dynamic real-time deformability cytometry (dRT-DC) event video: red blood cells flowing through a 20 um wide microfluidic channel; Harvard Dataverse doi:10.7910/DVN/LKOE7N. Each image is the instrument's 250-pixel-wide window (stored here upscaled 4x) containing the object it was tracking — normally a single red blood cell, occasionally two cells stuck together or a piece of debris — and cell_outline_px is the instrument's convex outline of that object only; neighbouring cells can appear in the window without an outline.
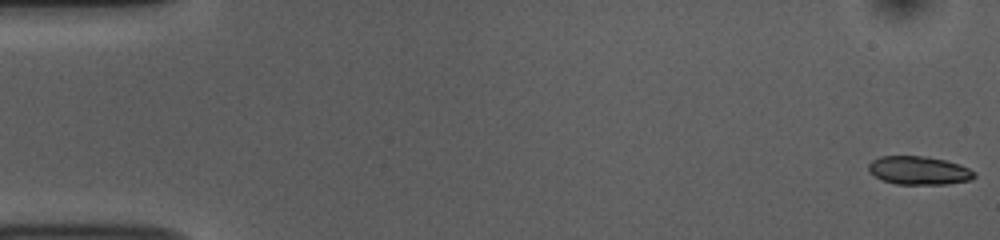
{"species": "common noctule bat (a hibernating species)", "species_latin": "Nyctalus noctula", "temperature_condition": "room temperature", "stored_images_in_passage": 54, "camera_frame_rate_fps": 3000, "um_per_image_px": 0.085, "animal": {"sex": "female", "body_mass_g": 10.0, "forearm_length_mm": 53.1}, "frame": {"image": 1, "passage_image": 1, "time_ms": 0.0, "image_size_px": [1000, 240], "cell_outline_px": [[976, 176], [972, 180], [948, 184], [896, 184], [884, 180], [876, 176], [868, 168], [868, 164], [872, 160], [880, 156], [924, 156], [944, 160], [960, 164], [976, 172]], "centroid_in_image_um": [78.15, 14.49], "position_along_channel_um": 6.8, "area_um2": 17.46}}
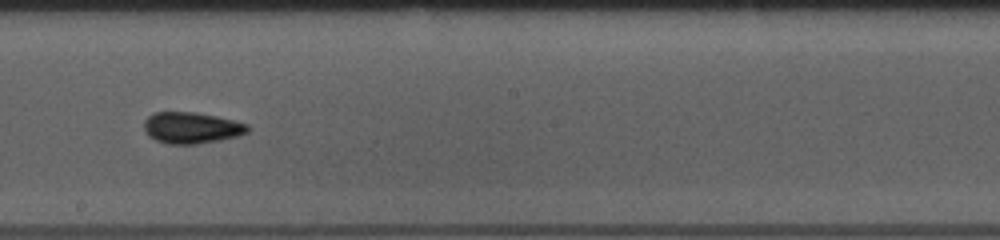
{"frame": {"image": 2, "passage_image": 30, "time_ms": 9.667, "image_size_px": [1000, 240], "cell_outline_px": [[248, 132], [236, 136], [220, 140], [196, 144], [168, 144], [156, 140], [148, 136], [144, 128], [144, 120], [148, 116], [156, 112], [196, 112], [216, 116], [248, 124]], "centroid_in_image_um": [16.25, 10.86], "position_along_channel_um": 232.0, "area_um2": 18.84}}
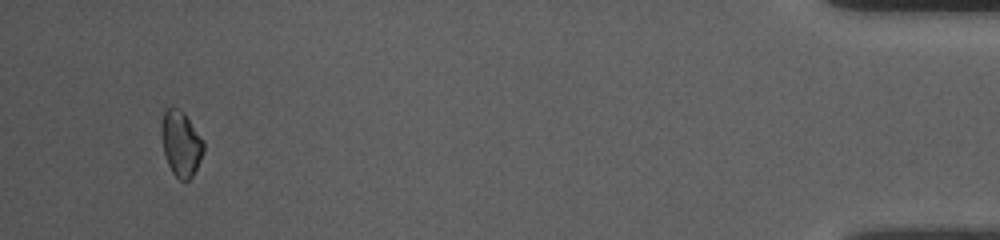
{"frame": {"image": 3, "passage_image": 51, "time_ms": 16.667, "image_size_px": [1000, 240], "cell_outline_px": [[204, 152], [192, 176], [188, 180], [180, 180], [172, 172], [168, 164], [164, 152], [160, 128], [160, 124], [164, 108], [172, 104], [180, 108], [184, 112], [204, 140]], "centroid_in_image_um": [15.36, 12.11], "position_along_channel_um": 419.8, "area_um2": 16.42}, "authors_computed_cell_mechanics": {"area_um2": 17.5712, "velocity_mm_per_s": 3.7533, "shape_relaxation_time_tau1_ms": 5.6216, "shape_relaxation_time_tau2_ms": 3.9526, "deformation_change_tau1": 0.1069, "deformation_change_tau2": 0.079}}